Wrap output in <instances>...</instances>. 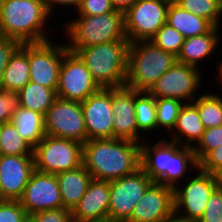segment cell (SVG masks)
Listing matches in <instances>:
<instances>
[{
	"label": "cell",
	"instance_id": "9a60e30c",
	"mask_svg": "<svg viewBox=\"0 0 222 222\" xmlns=\"http://www.w3.org/2000/svg\"><path fill=\"white\" fill-rule=\"evenodd\" d=\"M18 201L28 216L43 210L63 208L56 175L35 170Z\"/></svg>",
	"mask_w": 222,
	"mask_h": 222
},
{
	"label": "cell",
	"instance_id": "83f0119b",
	"mask_svg": "<svg viewBox=\"0 0 222 222\" xmlns=\"http://www.w3.org/2000/svg\"><path fill=\"white\" fill-rule=\"evenodd\" d=\"M134 107L138 128V143L141 144L145 140V136L142 137L140 133L153 132L157 129L156 98L149 92L140 91L135 96Z\"/></svg>",
	"mask_w": 222,
	"mask_h": 222
},
{
	"label": "cell",
	"instance_id": "3957f363",
	"mask_svg": "<svg viewBox=\"0 0 222 222\" xmlns=\"http://www.w3.org/2000/svg\"><path fill=\"white\" fill-rule=\"evenodd\" d=\"M50 17L43 0H0L2 37L12 38L21 44L50 40L44 32Z\"/></svg>",
	"mask_w": 222,
	"mask_h": 222
},
{
	"label": "cell",
	"instance_id": "ffe728a7",
	"mask_svg": "<svg viewBox=\"0 0 222 222\" xmlns=\"http://www.w3.org/2000/svg\"><path fill=\"white\" fill-rule=\"evenodd\" d=\"M109 181L92 179L72 211L73 222H109Z\"/></svg>",
	"mask_w": 222,
	"mask_h": 222
},
{
	"label": "cell",
	"instance_id": "681fc988",
	"mask_svg": "<svg viewBox=\"0 0 222 222\" xmlns=\"http://www.w3.org/2000/svg\"><path fill=\"white\" fill-rule=\"evenodd\" d=\"M2 201V192H1V189H0V202Z\"/></svg>",
	"mask_w": 222,
	"mask_h": 222
},
{
	"label": "cell",
	"instance_id": "f546056e",
	"mask_svg": "<svg viewBox=\"0 0 222 222\" xmlns=\"http://www.w3.org/2000/svg\"><path fill=\"white\" fill-rule=\"evenodd\" d=\"M0 155H33V147L21 137L11 122L1 125Z\"/></svg>",
	"mask_w": 222,
	"mask_h": 222
},
{
	"label": "cell",
	"instance_id": "ee69618b",
	"mask_svg": "<svg viewBox=\"0 0 222 222\" xmlns=\"http://www.w3.org/2000/svg\"><path fill=\"white\" fill-rule=\"evenodd\" d=\"M213 176H214L217 188L222 189V167L216 170L213 173Z\"/></svg>",
	"mask_w": 222,
	"mask_h": 222
},
{
	"label": "cell",
	"instance_id": "30bf717a",
	"mask_svg": "<svg viewBox=\"0 0 222 222\" xmlns=\"http://www.w3.org/2000/svg\"><path fill=\"white\" fill-rule=\"evenodd\" d=\"M167 0H137L124 13L125 34L130 43L149 41L166 23Z\"/></svg>",
	"mask_w": 222,
	"mask_h": 222
},
{
	"label": "cell",
	"instance_id": "7a4b0ae2",
	"mask_svg": "<svg viewBox=\"0 0 222 222\" xmlns=\"http://www.w3.org/2000/svg\"><path fill=\"white\" fill-rule=\"evenodd\" d=\"M145 141L140 144V163L153 182L175 188L182 178H188L187 170H198L192 147L168 139L158 140L154 145Z\"/></svg>",
	"mask_w": 222,
	"mask_h": 222
},
{
	"label": "cell",
	"instance_id": "484cf974",
	"mask_svg": "<svg viewBox=\"0 0 222 222\" xmlns=\"http://www.w3.org/2000/svg\"><path fill=\"white\" fill-rule=\"evenodd\" d=\"M18 130V133L33 148L46 135L44 128V115L35 111L19 107L10 121Z\"/></svg>",
	"mask_w": 222,
	"mask_h": 222
},
{
	"label": "cell",
	"instance_id": "7dc6e473",
	"mask_svg": "<svg viewBox=\"0 0 222 222\" xmlns=\"http://www.w3.org/2000/svg\"><path fill=\"white\" fill-rule=\"evenodd\" d=\"M169 4H178L182 0H167Z\"/></svg>",
	"mask_w": 222,
	"mask_h": 222
},
{
	"label": "cell",
	"instance_id": "d4e9b609",
	"mask_svg": "<svg viewBox=\"0 0 222 222\" xmlns=\"http://www.w3.org/2000/svg\"><path fill=\"white\" fill-rule=\"evenodd\" d=\"M166 23L179 31L185 39L203 35L213 27L205 18L182 9L178 4H169Z\"/></svg>",
	"mask_w": 222,
	"mask_h": 222
},
{
	"label": "cell",
	"instance_id": "52a82bcc",
	"mask_svg": "<svg viewBox=\"0 0 222 222\" xmlns=\"http://www.w3.org/2000/svg\"><path fill=\"white\" fill-rule=\"evenodd\" d=\"M83 144L65 138L45 135L33 148L35 170L58 174L82 165Z\"/></svg>",
	"mask_w": 222,
	"mask_h": 222
},
{
	"label": "cell",
	"instance_id": "60d3db41",
	"mask_svg": "<svg viewBox=\"0 0 222 222\" xmlns=\"http://www.w3.org/2000/svg\"><path fill=\"white\" fill-rule=\"evenodd\" d=\"M222 167V145L211 150L200 162L198 168L213 174Z\"/></svg>",
	"mask_w": 222,
	"mask_h": 222
},
{
	"label": "cell",
	"instance_id": "44dd1931",
	"mask_svg": "<svg viewBox=\"0 0 222 222\" xmlns=\"http://www.w3.org/2000/svg\"><path fill=\"white\" fill-rule=\"evenodd\" d=\"M219 27H212L207 33L186 38L177 56V63L192 65L199 68V62L207 60L218 47L220 38Z\"/></svg>",
	"mask_w": 222,
	"mask_h": 222
},
{
	"label": "cell",
	"instance_id": "ba28073f",
	"mask_svg": "<svg viewBox=\"0 0 222 222\" xmlns=\"http://www.w3.org/2000/svg\"><path fill=\"white\" fill-rule=\"evenodd\" d=\"M195 177L186 178L185 184L174 188V213L187 222H198L205 212L206 205L217 188L213 174L198 168ZM180 213V214H179Z\"/></svg>",
	"mask_w": 222,
	"mask_h": 222
},
{
	"label": "cell",
	"instance_id": "d6986e66",
	"mask_svg": "<svg viewBox=\"0 0 222 222\" xmlns=\"http://www.w3.org/2000/svg\"><path fill=\"white\" fill-rule=\"evenodd\" d=\"M139 92L126 86L111 88L113 138L138 143L134 99Z\"/></svg>",
	"mask_w": 222,
	"mask_h": 222
},
{
	"label": "cell",
	"instance_id": "836d02e7",
	"mask_svg": "<svg viewBox=\"0 0 222 222\" xmlns=\"http://www.w3.org/2000/svg\"><path fill=\"white\" fill-rule=\"evenodd\" d=\"M222 145V125L205 129L200 140L193 146L198 163L211 151Z\"/></svg>",
	"mask_w": 222,
	"mask_h": 222
},
{
	"label": "cell",
	"instance_id": "e0dca14e",
	"mask_svg": "<svg viewBox=\"0 0 222 222\" xmlns=\"http://www.w3.org/2000/svg\"><path fill=\"white\" fill-rule=\"evenodd\" d=\"M174 214V188L154 182L138 200L127 222H162Z\"/></svg>",
	"mask_w": 222,
	"mask_h": 222
},
{
	"label": "cell",
	"instance_id": "5bb4252c",
	"mask_svg": "<svg viewBox=\"0 0 222 222\" xmlns=\"http://www.w3.org/2000/svg\"><path fill=\"white\" fill-rule=\"evenodd\" d=\"M66 44L52 43L50 40L40 43H29L30 81L57 91L59 70Z\"/></svg>",
	"mask_w": 222,
	"mask_h": 222
},
{
	"label": "cell",
	"instance_id": "bcb514c9",
	"mask_svg": "<svg viewBox=\"0 0 222 222\" xmlns=\"http://www.w3.org/2000/svg\"><path fill=\"white\" fill-rule=\"evenodd\" d=\"M218 80L220 79V84L222 83V62L220 61V65H219V67H218ZM221 87H222V84H221Z\"/></svg>",
	"mask_w": 222,
	"mask_h": 222
},
{
	"label": "cell",
	"instance_id": "f6af8a7d",
	"mask_svg": "<svg viewBox=\"0 0 222 222\" xmlns=\"http://www.w3.org/2000/svg\"><path fill=\"white\" fill-rule=\"evenodd\" d=\"M162 222H187L186 220L182 219V218H179L177 217L175 214L168 218V219H165L163 220Z\"/></svg>",
	"mask_w": 222,
	"mask_h": 222
},
{
	"label": "cell",
	"instance_id": "8d00e7d4",
	"mask_svg": "<svg viewBox=\"0 0 222 222\" xmlns=\"http://www.w3.org/2000/svg\"><path fill=\"white\" fill-rule=\"evenodd\" d=\"M198 222H222V189L216 188L212 192L203 217Z\"/></svg>",
	"mask_w": 222,
	"mask_h": 222
},
{
	"label": "cell",
	"instance_id": "ab89813d",
	"mask_svg": "<svg viewBox=\"0 0 222 222\" xmlns=\"http://www.w3.org/2000/svg\"><path fill=\"white\" fill-rule=\"evenodd\" d=\"M21 46V43L12 38L2 37L0 39V90L5 67L10 57Z\"/></svg>",
	"mask_w": 222,
	"mask_h": 222
},
{
	"label": "cell",
	"instance_id": "d6a6232c",
	"mask_svg": "<svg viewBox=\"0 0 222 222\" xmlns=\"http://www.w3.org/2000/svg\"><path fill=\"white\" fill-rule=\"evenodd\" d=\"M184 103L177 99L156 98V118L157 129L164 127L168 132H172L176 125L179 110Z\"/></svg>",
	"mask_w": 222,
	"mask_h": 222
},
{
	"label": "cell",
	"instance_id": "7402d4cb",
	"mask_svg": "<svg viewBox=\"0 0 222 222\" xmlns=\"http://www.w3.org/2000/svg\"><path fill=\"white\" fill-rule=\"evenodd\" d=\"M63 208L73 211L84 196L92 175L82 164L76 169L56 174Z\"/></svg>",
	"mask_w": 222,
	"mask_h": 222
},
{
	"label": "cell",
	"instance_id": "9c48e42d",
	"mask_svg": "<svg viewBox=\"0 0 222 222\" xmlns=\"http://www.w3.org/2000/svg\"><path fill=\"white\" fill-rule=\"evenodd\" d=\"M153 183L141 167L129 175L109 181V222H127L138 200Z\"/></svg>",
	"mask_w": 222,
	"mask_h": 222
},
{
	"label": "cell",
	"instance_id": "f1b7e54d",
	"mask_svg": "<svg viewBox=\"0 0 222 222\" xmlns=\"http://www.w3.org/2000/svg\"><path fill=\"white\" fill-rule=\"evenodd\" d=\"M202 94V95H201ZM192 103L205 129L222 125V96L213 93H201Z\"/></svg>",
	"mask_w": 222,
	"mask_h": 222
},
{
	"label": "cell",
	"instance_id": "b9f144b4",
	"mask_svg": "<svg viewBox=\"0 0 222 222\" xmlns=\"http://www.w3.org/2000/svg\"><path fill=\"white\" fill-rule=\"evenodd\" d=\"M44 1V5L46 8V11L52 16L53 15V11L55 8H57L56 5H61L66 7H74L76 8V10L78 9V7L80 6L82 0H43ZM55 6V7H54Z\"/></svg>",
	"mask_w": 222,
	"mask_h": 222
},
{
	"label": "cell",
	"instance_id": "603a6c76",
	"mask_svg": "<svg viewBox=\"0 0 222 222\" xmlns=\"http://www.w3.org/2000/svg\"><path fill=\"white\" fill-rule=\"evenodd\" d=\"M172 131L174 132L170 140L182 146L193 148L194 144L196 145L200 140L205 127L200 120L197 107L192 102L182 105Z\"/></svg>",
	"mask_w": 222,
	"mask_h": 222
},
{
	"label": "cell",
	"instance_id": "5b68a950",
	"mask_svg": "<svg viewBox=\"0 0 222 222\" xmlns=\"http://www.w3.org/2000/svg\"><path fill=\"white\" fill-rule=\"evenodd\" d=\"M65 23L64 28L68 36L65 43L69 51L77 53L82 48L127 39L125 34L124 13L120 11L107 14L85 16Z\"/></svg>",
	"mask_w": 222,
	"mask_h": 222
},
{
	"label": "cell",
	"instance_id": "7c38bea8",
	"mask_svg": "<svg viewBox=\"0 0 222 222\" xmlns=\"http://www.w3.org/2000/svg\"><path fill=\"white\" fill-rule=\"evenodd\" d=\"M44 128L47 136L84 144L87 141V132L81 102L57 97L44 115Z\"/></svg>",
	"mask_w": 222,
	"mask_h": 222
},
{
	"label": "cell",
	"instance_id": "4316f807",
	"mask_svg": "<svg viewBox=\"0 0 222 222\" xmlns=\"http://www.w3.org/2000/svg\"><path fill=\"white\" fill-rule=\"evenodd\" d=\"M20 106L45 115L57 98L56 92L46 86L29 82L18 92Z\"/></svg>",
	"mask_w": 222,
	"mask_h": 222
},
{
	"label": "cell",
	"instance_id": "6da1fadb",
	"mask_svg": "<svg viewBox=\"0 0 222 222\" xmlns=\"http://www.w3.org/2000/svg\"><path fill=\"white\" fill-rule=\"evenodd\" d=\"M82 164L92 179L122 178L141 167L140 144L117 138L87 140L83 144Z\"/></svg>",
	"mask_w": 222,
	"mask_h": 222
},
{
	"label": "cell",
	"instance_id": "c3c4849f",
	"mask_svg": "<svg viewBox=\"0 0 222 222\" xmlns=\"http://www.w3.org/2000/svg\"><path fill=\"white\" fill-rule=\"evenodd\" d=\"M24 222H35L31 216H28Z\"/></svg>",
	"mask_w": 222,
	"mask_h": 222
},
{
	"label": "cell",
	"instance_id": "d590c367",
	"mask_svg": "<svg viewBox=\"0 0 222 222\" xmlns=\"http://www.w3.org/2000/svg\"><path fill=\"white\" fill-rule=\"evenodd\" d=\"M28 217L19 201L4 200L0 202V222H24Z\"/></svg>",
	"mask_w": 222,
	"mask_h": 222
},
{
	"label": "cell",
	"instance_id": "7bdbcfd3",
	"mask_svg": "<svg viewBox=\"0 0 222 222\" xmlns=\"http://www.w3.org/2000/svg\"><path fill=\"white\" fill-rule=\"evenodd\" d=\"M137 0H111L116 11L125 13Z\"/></svg>",
	"mask_w": 222,
	"mask_h": 222
},
{
	"label": "cell",
	"instance_id": "4fadbf2b",
	"mask_svg": "<svg viewBox=\"0 0 222 222\" xmlns=\"http://www.w3.org/2000/svg\"><path fill=\"white\" fill-rule=\"evenodd\" d=\"M201 69L192 65L175 63L148 91L155 98L177 99L190 103L202 86Z\"/></svg>",
	"mask_w": 222,
	"mask_h": 222
},
{
	"label": "cell",
	"instance_id": "277c9868",
	"mask_svg": "<svg viewBox=\"0 0 222 222\" xmlns=\"http://www.w3.org/2000/svg\"><path fill=\"white\" fill-rule=\"evenodd\" d=\"M129 44L128 39L116 40L82 48L77 54L101 88L121 87L127 76Z\"/></svg>",
	"mask_w": 222,
	"mask_h": 222
},
{
	"label": "cell",
	"instance_id": "4dcf8cb0",
	"mask_svg": "<svg viewBox=\"0 0 222 222\" xmlns=\"http://www.w3.org/2000/svg\"><path fill=\"white\" fill-rule=\"evenodd\" d=\"M178 5L208 20L214 27H221L222 0H182Z\"/></svg>",
	"mask_w": 222,
	"mask_h": 222
},
{
	"label": "cell",
	"instance_id": "2e32d148",
	"mask_svg": "<svg viewBox=\"0 0 222 222\" xmlns=\"http://www.w3.org/2000/svg\"><path fill=\"white\" fill-rule=\"evenodd\" d=\"M87 140L113 138L111 88H101L81 102Z\"/></svg>",
	"mask_w": 222,
	"mask_h": 222
},
{
	"label": "cell",
	"instance_id": "cb8c5ba5",
	"mask_svg": "<svg viewBox=\"0 0 222 222\" xmlns=\"http://www.w3.org/2000/svg\"><path fill=\"white\" fill-rule=\"evenodd\" d=\"M30 82L29 43H23L5 67L1 90L19 92Z\"/></svg>",
	"mask_w": 222,
	"mask_h": 222
},
{
	"label": "cell",
	"instance_id": "e575fe53",
	"mask_svg": "<svg viewBox=\"0 0 222 222\" xmlns=\"http://www.w3.org/2000/svg\"><path fill=\"white\" fill-rule=\"evenodd\" d=\"M19 107L18 92L0 90V125L9 123Z\"/></svg>",
	"mask_w": 222,
	"mask_h": 222
},
{
	"label": "cell",
	"instance_id": "74e56055",
	"mask_svg": "<svg viewBox=\"0 0 222 222\" xmlns=\"http://www.w3.org/2000/svg\"><path fill=\"white\" fill-rule=\"evenodd\" d=\"M78 15L94 16L115 12L111 0H82L76 10Z\"/></svg>",
	"mask_w": 222,
	"mask_h": 222
},
{
	"label": "cell",
	"instance_id": "ac0fdd59",
	"mask_svg": "<svg viewBox=\"0 0 222 222\" xmlns=\"http://www.w3.org/2000/svg\"><path fill=\"white\" fill-rule=\"evenodd\" d=\"M34 171L33 155H0L2 201H18Z\"/></svg>",
	"mask_w": 222,
	"mask_h": 222
},
{
	"label": "cell",
	"instance_id": "1f68e13d",
	"mask_svg": "<svg viewBox=\"0 0 222 222\" xmlns=\"http://www.w3.org/2000/svg\"><path fill=\"white\" fill-rule=\"evenodd\" d=\"M184 36L175 28L165 23L149 40L165 52L178 56L184 43Z\"/></svg>",
	"mask_w": 222,
	"mask_h": 222
},
{
	"label": "cell",
	"instance_id": "f35d334b",
	"mask_svg": "<svg viewBox=\"0 0 222 222\" xmlns=\"http://www.w3.org/2000/svg\"><path fill=\"white\" fill-rule=\"evenodd\" d=\"M31 217L35 222H73L72 211L64 208L39 211Z\"/></svg>",
	"mask_w": 222,
	"mask_h": 222
},
{
	"label": "cell",
	"instance_id": "8fae6325",
	"mask_svg": "<svg viewBox=\"0 0 222 222\" xmlns=\"http://www.w3.org/2000/svg\"><path fill=\"white\" fill-rule=\"evenodd\" d=\"M101 87L93 79L84 61L77 53L67 50L59 70L57 97L64 100L85 101Z\"/></svg>",
	"mask_w": 222,
	"mask_h": 222
},
{
	"label": "cell",
	"instance_id": "8992f818",
	"mask_svg": "<svg viewBox=\"0 0 222 222\" xmlns=\"http://www.w3.org/2000/svg\"><path fill=\"white\" fill-rule=\"evenodd\" d=\"M176 62V56L165 52L150 41L130 43L125 86L148 92Z\"/></svg>",
	"mask_w": 222,
	"mask_h": 222
}]
</instances>
